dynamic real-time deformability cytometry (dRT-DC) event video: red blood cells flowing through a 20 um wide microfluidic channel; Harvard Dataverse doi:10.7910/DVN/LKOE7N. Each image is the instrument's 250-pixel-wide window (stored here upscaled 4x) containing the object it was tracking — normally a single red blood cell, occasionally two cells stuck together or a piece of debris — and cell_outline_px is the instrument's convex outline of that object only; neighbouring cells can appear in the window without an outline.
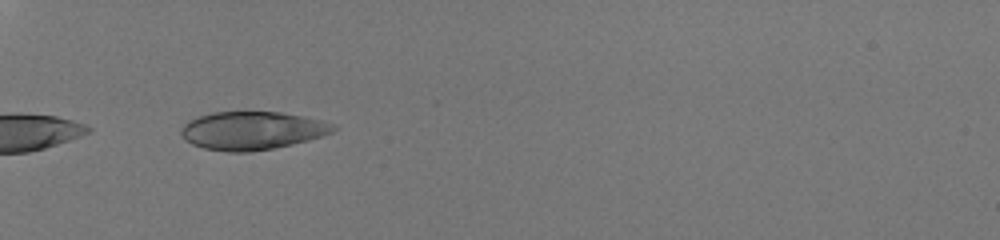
{"species": "human", "species_latin": "Homo sapiens", "temperature_condition": "room temperature", "stored_images_in_passage": 6, "camera_frame_rate_fps": 3000, "um_per_image_px": 0.085, "donor": {"sex": "male"}, "frame": {"image": 1, "passage_image": 2, "time_ms": 0.333, "image_size_px": [1000, 240], "cell_outline_px": [[336, 128], [332, 132], [308, 140], [292, 144], [272, 148], [248, 152], [228, 152], [204, 148], [192, 144], [184, 140], [180, 132], [180, 128], [188, 120], [212, 112], [280, 112], [320, 120], [336, 124]], "centroid_in_image_um": [21.39, 11.1], "position_along_channel_um": 63.6, "area_um2": 33.7}}
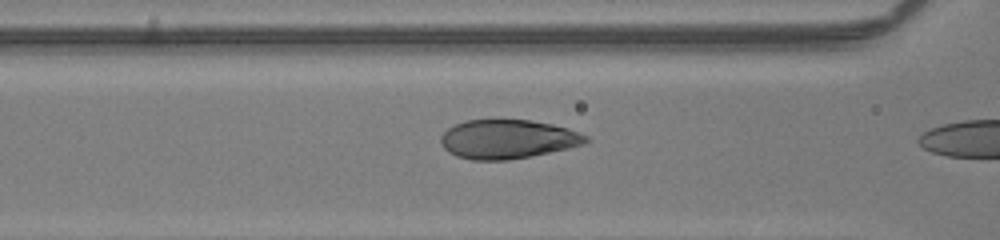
{"frame": {"image": 2, "passage_image": 5, "time_ms": 1.333, "image_size_px": [1000, 240], "cell_outline_px": [[592, 140], [584, 144], [568, 148], [532, 156], [508, 160], [472, 160], [456, 156], [448, 152], [440, 144], [440, 136], [448, 128], [464, 120], [528, 120], [552, 124], [568, 128], [580, 132], [588, 136]], "centroid_in_image_um": [43.16, 11.83], "position_along_channel_um": 123.4, "area_um2": 33.18}}